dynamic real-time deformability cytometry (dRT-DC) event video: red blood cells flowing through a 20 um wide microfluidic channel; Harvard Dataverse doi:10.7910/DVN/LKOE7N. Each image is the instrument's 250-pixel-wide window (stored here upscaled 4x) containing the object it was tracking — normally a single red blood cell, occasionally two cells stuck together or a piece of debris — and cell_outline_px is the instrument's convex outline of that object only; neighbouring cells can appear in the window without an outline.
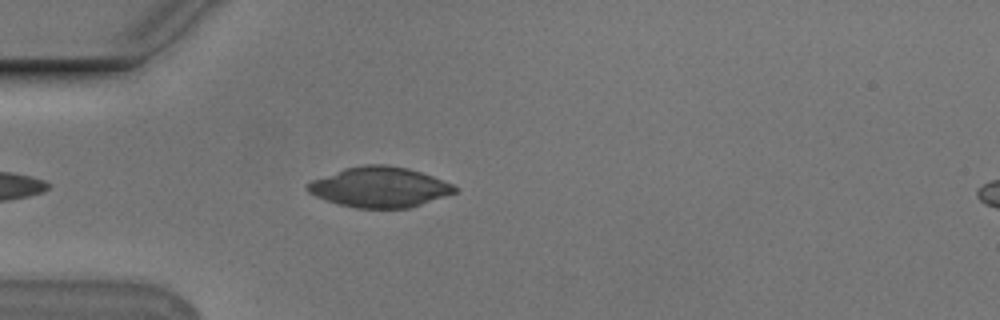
{"species": "Egyptian fruit bat (a non-hibernating species)", "species_latin": "Rousettus aegyptiacus", "temperature_condition": "cold", "stored_images_in_passage": 20, "camera_frame_rate_fps": 3000, "um_per_image_px": 0.085, "animal": {"sex": "male"}, "frame": {"image": 1, "passage_image": 5, "time_ms": 1.333, "image_size_px": [1000, 320], "cell_outline_px": [[456, 192], [408, 208], [356, 208], [340, 204], [316, 196], [308, 192], [304, 188], [312, 180], [344, 168], [364, 164], [384, 164], [408, 168], [432, 176], [452, 184], [456, 188]], "centroid_in_image_um": [32.23, 15.89], "position_along_channel_um": 52.8, "area_um2": 34.16}}
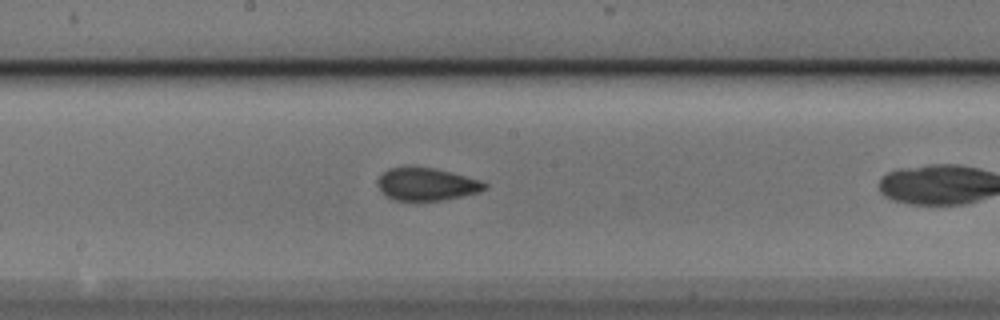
{"frame": {"image": 2, "passage_image": 15, "time_ms": 4.667, "image_size_px": [1000, 320], "cell_outline_px": [[488, 188], [480, 192], [444, 200], [392, 200], [380, 192], [376, 184], [380, 176], [388, 168], [408, 164], [436, 168], [452, 172], [480, 180], [488, 184]], "centroid_in_image_um": [36.23, 15.62], "position_along_channel_um": 212.0, "area_um2": 21.04}}
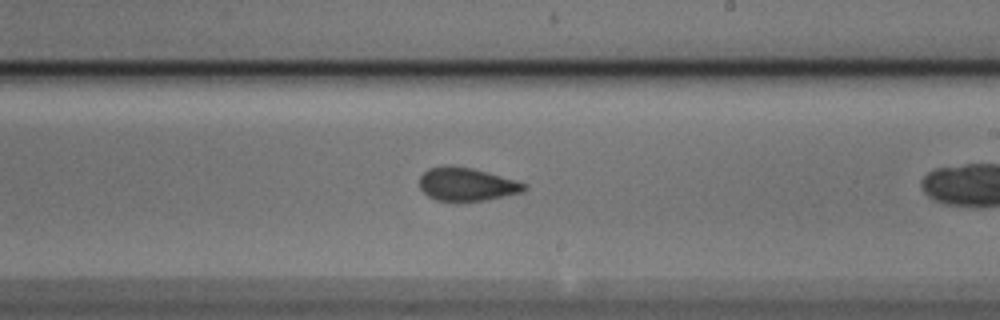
{"frame": {"image": 3, "passage_image": 18, "time_ms": 5.667, "image_size_px": [1000, 320], "cell_outline_px": [[528, 188], [524, 192], [484, 200], [460, 204], [456, 204], [436, 200], [428, 196], [420, 188], [420, 176], [428, 168], [472, 168], [528, 184]], "centroid_in_image_um": [39.69, 15.75], "position_along_channel_um": 249.3, "area_um2": 20.23}}